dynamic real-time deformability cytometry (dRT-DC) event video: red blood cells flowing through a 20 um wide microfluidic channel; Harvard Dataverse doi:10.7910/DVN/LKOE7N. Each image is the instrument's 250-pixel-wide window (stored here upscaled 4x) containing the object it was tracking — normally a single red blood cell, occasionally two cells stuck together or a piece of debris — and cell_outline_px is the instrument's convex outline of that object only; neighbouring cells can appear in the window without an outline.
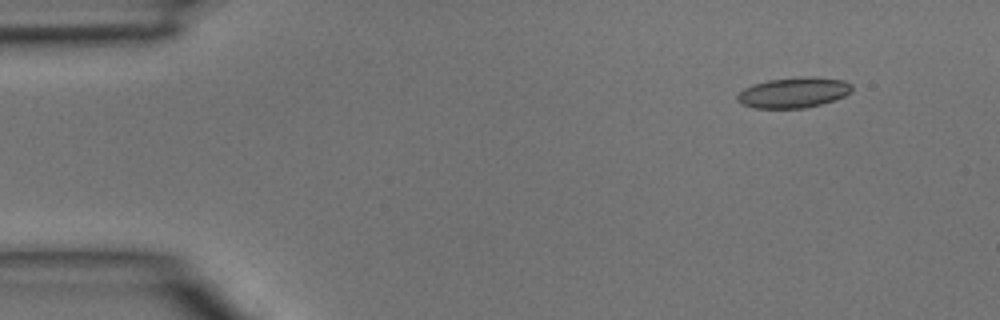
{"species": "common noctule bat (a hibernating species)", "species_latin": "Nyctalus noctula", "temperature_condition": "room temperature", "stored_images_in_passage": 4, "camera_frame_rate_fps": 3000, "um_per_image_px": 0.085, "animal": {"sex": "male", "body_mass_g": 15.6}, "frame": {"image": 1, "passage_image": 1, "time_ms": 0.0, "image_size_px": [1000, 320], "cell_outline_px": [[852, 92], [844, 96], [820, 104], [804, 108], [756, 108], [740, 104], [736, 100], [736, 96], [744, 88], [752, 84], [768, 80], [808, 76], [816, 76], [844, 80], [852, 84]], "centroid_in_image_um": [67.45, 7.86], "position_along_channel_um": 17.6, "area_um2": 20.46}}
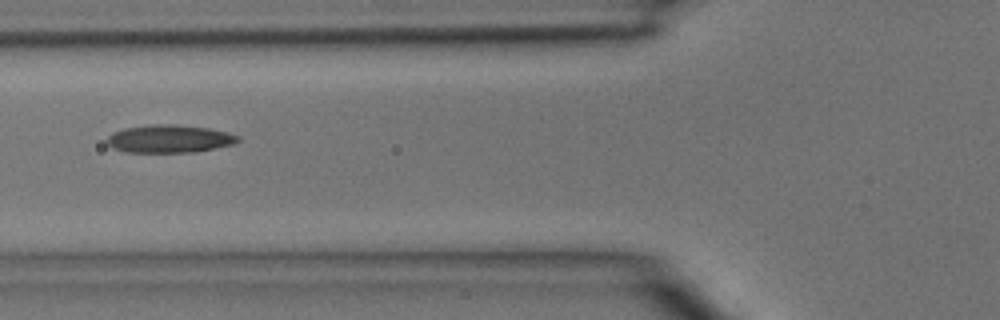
{"frame": {"image": 2, "passage_image": 4, "time_ms": 1.0, "image_size_px": [1000, 320], "cell_outline_px": [[240, 140], [232, 144], [196, 152], [124, 152], [112, 148], [108, 144], [108, 136], [112, 132], [124, 128], [152, 124], [176, 124], [208, 128], [228, 132], [240, 136]], "centroid_in_image_um": [14.39, 11.79], "position_along_channel_um": 111.4, "area_um2": 21.33}}